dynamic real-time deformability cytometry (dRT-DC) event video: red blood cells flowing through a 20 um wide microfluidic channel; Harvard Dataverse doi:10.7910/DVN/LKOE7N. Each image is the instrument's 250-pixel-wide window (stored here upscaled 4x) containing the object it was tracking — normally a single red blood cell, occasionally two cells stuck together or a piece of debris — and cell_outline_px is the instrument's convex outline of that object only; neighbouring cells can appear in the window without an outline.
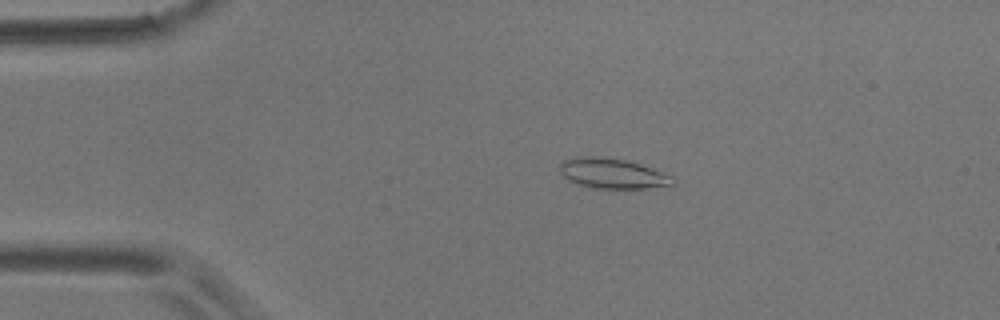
{"species": "common noctule bat (a hibernating species)", "species_latin": "Nyctalus noctula", "temperature_condition": "room temperature", "stored_images_in_passage": 6, "camera_frame_rate_fps": 3000, "um_per_image_px": 0.085, "animal": {"sex": "male", "body_mass_g": 17.9}, "frame": {"image": 1, "passage_image": 3, "time_ms": 2.333, "image_size_px": [1000, 320], "cell_outline_px": [[672, 184], [648, 188], [592, 188], [568, 180], [560, 172], [560, 164], [564, 160], [576, 156], [596, 156], [628, 160], [672, 176]], "centroid_in_image_um": [52.0, 14.73], "position_along_channel_um": 33.0, "area_um2": 19.54}}